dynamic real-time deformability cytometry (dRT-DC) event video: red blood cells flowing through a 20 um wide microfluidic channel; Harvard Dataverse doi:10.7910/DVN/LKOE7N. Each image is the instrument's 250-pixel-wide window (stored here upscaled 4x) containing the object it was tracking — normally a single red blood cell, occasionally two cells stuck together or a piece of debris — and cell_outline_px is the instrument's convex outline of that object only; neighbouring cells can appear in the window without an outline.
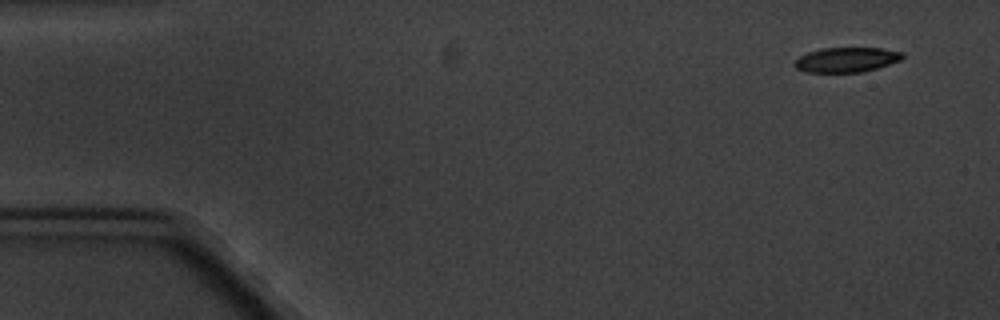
{"species": "common noctule bat (a hibernating species)", "species_latin": "Nyctalus noctula", "temperature_condition": "cold", "stored_images_in_passage": 4, "camera_frame_rate_fps": 3000, "um_per_image_px": 0.085, "animal": {"sex": "male", "body_mass_g": 20.1, "forearm_length_mm": 53.5}, "frame": {"image": 1, "passage_image": 1, "time_ms": 0.0, "image_size_px": [1000, 320], "cell_outline_px": [[904, 56], [900, 60], [864, 72], [804, 72], [796, 68], [792, 64], [800, 56], [808, 52], [820, 48], [880, 48], [904, 52]], "centroid_in_image_um": [71.93, 5.07], "position_along_channel_um": 13.1, "area_um2": 15.61}}
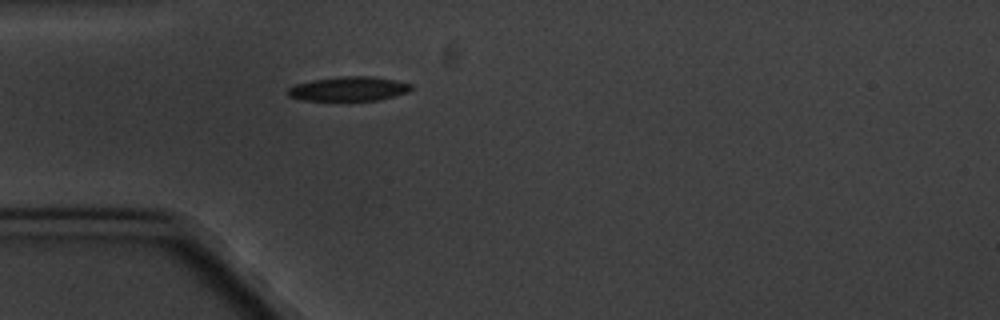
{"frame": {"image": 2, "passage_image": 4, "time_ms": 4.333, "image_size_px": [1000, 320], "cell_outline_px": [[412, 88], [408, 92], [376, 100], [300, 100], [288, 96], [284, 92], [288, 88], [296, 84], [312, 80], [336, 76], [372, 76], [396, 80], [412, 84]], "centroid_in_image_um": [29.59, 7.54], "position_along_channel_um": 55.4, "area_um2": 17.57}}